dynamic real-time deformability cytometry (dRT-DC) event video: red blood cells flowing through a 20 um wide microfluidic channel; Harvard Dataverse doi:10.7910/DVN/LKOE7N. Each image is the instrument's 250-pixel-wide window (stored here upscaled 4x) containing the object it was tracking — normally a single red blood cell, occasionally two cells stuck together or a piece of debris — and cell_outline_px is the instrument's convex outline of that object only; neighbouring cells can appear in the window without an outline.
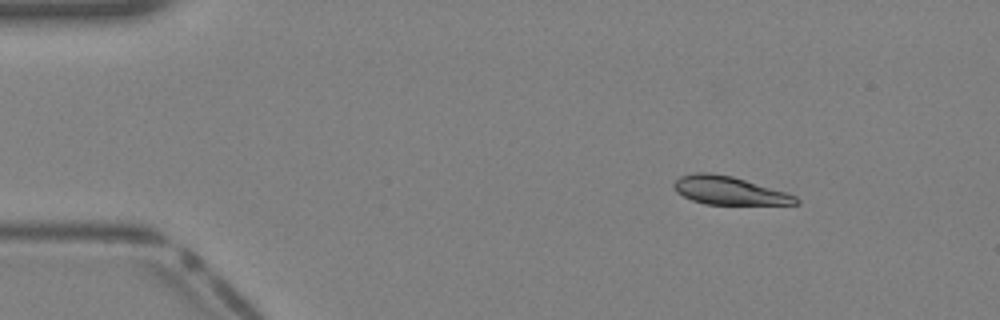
{"species": "Egyptian fruit bat (a non-hibernating species)", "species_latin": "Rousettus aegyptiacus", "temperature_condition": "warm", "stored_images_in_passage": 36, "camera_frame_rate_fps": 3000, "um_per_image_px": 0.085, "animal": {"sex": "female"}, "frame": {"image": 1, "passage_image": 2, "time_ms": 0.333, "image_size_px": [1000, 320], "cell_outline_px": [[800, 204], [704, 204], [692, 200], [676, 192], [672, 184], [680, 176], [692, 172], [712, 172], [732, 176], [784, 192], [796, 196], [800, 200]], "centroid_in_image_um": [61.92, 16.18], "position_along_channel_um": 23.1, "area_um2": 19.94}}
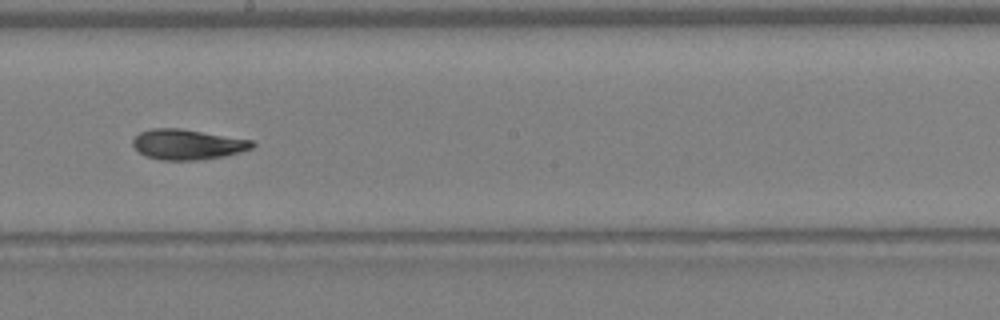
{"frame": {"image": 2, "passage_image": 19, "time_ms": 6.0, "image_size_px": [1000, 320], "cell_outline_px": [[256, 144], [252, 148], [224, 156], [196, 160], [160, 160], [144, 156], [132, 144], [132, 140], [140, 132], [152, 128], [180, 128], [252, 140]], "centroid_in_image_um": [15.91, 12.27], "position_along_channel_um": 232.3, "area_um2": 20.98}}
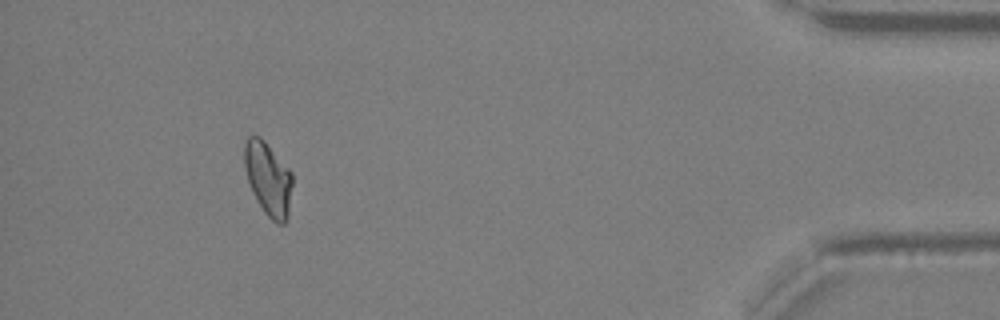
{"frame": {"image": 3, "passage_image": 33, "time_ms": 10.667, "image_size_px": [1000, 320], "cell_outline_px": [[292, 184], [288, 216], [284, 224], [276, 224], [264, 212], [252, 192], [244, 168], [244, 144], [248, 136], [260, 136], [264, 140], [292, 172]], "centroid_in_image_um": [22.79, 15.19], "position_along_channel_um": 412.4, "area_um2": 20.52}}